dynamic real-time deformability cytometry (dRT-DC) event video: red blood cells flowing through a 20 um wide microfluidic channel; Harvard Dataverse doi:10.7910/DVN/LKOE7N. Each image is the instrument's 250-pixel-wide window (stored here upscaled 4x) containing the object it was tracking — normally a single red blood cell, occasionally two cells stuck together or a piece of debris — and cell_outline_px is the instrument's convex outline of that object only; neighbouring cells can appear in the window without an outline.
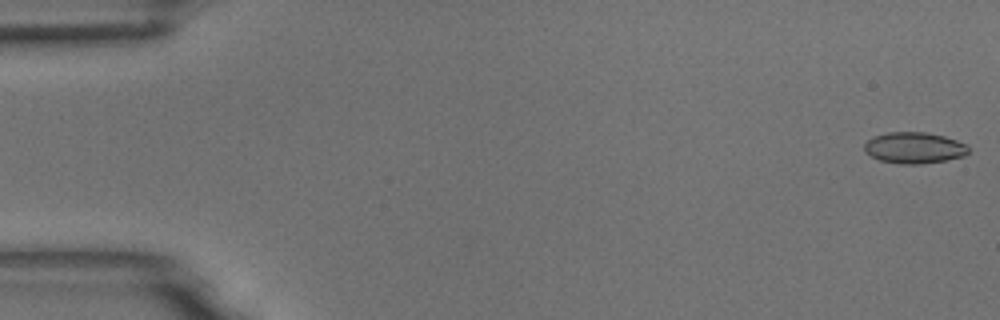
{"species": "common noctule bat (a hibernating species)", "species_latin": "Nyctalus noctula", "temperature_condition": "room temperature", "stored_images_in_passage": 56, "camera_frame_rate_fps": 3000, "um_per_image_px": 0.085, "animal": {"sex": "male", "body_mass_g": 18.8}, "frame": {"image": 1, "passage_image": 1, "time_ms": 0.0, "image_size_px": [1000, 320], "cell_outline_px": [[968, 152], [964, 156], [944, 160], [920, 164], [900, 164], [880, 160], [864, 152], [864, 144], [872, 136], [888, 132], [924, 132], [944, 136], [968, 144]], "centroid_in_image_um": [77.69, 12.56], "position_along_channel_um": 7.3, "area_um2": 18.96}}
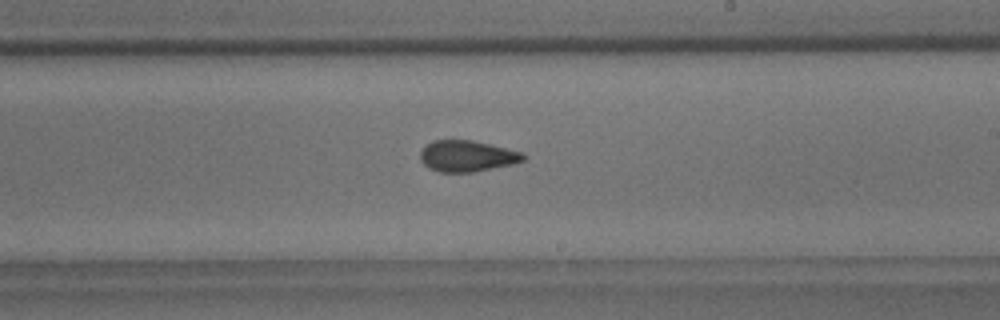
{"frame": {"image": 2, "passage_image": 33, "time_ms": 10.667, "image_size_px": [1000, 320], "cell_outline_px": [[528, 156], [524, 160], [512, 164], [472, 172], [440, 172], [428, 168], [420, 160], [420, 152], [432, 140], [472, 140], [524, 152]], "centroid_in_image_um": [39.72, 13.26], "position_along_channel_um": 249.3, "area_um2": 18.73}}
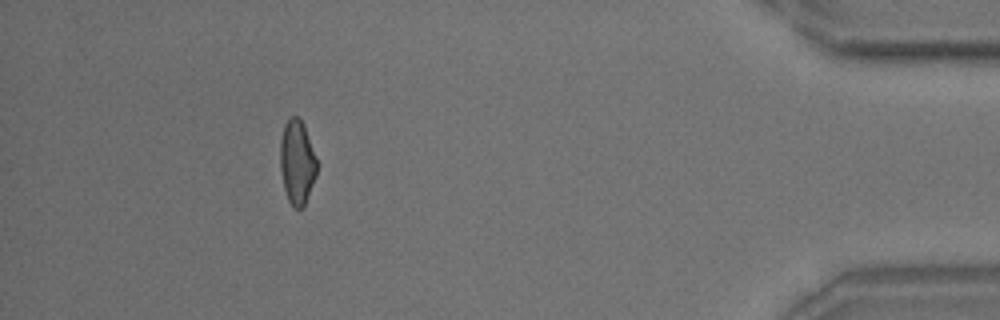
{"frame": {"image": 3, "passage_image": 51, "time_ms": 16.667, "image_size_px": [1000, 320], "cell_outline_px": [[316, 176], [304, 208], [296, 208], [288, 200], [284, 188], [280, 168], [280, 140], [284, 124], [292, 116], [296, 116], [304, 124], [316, 160]], "centroid_in_image_um": [25.24, 13.8], "position_along_channel_um": 410.0, "area_um2": 17.86}, "authors_computed_cell_mechanics": {"area_um2": 19.1318, "velocity_mm_per_s": 3.6051, "shape_relaxation_time_tau1_ms": 7.7044, "shape_relaxation_time_tau2_ms": 2.0756, "deformation_change_tau1": 0.1421, "deformation_change_tau2": 0.0728}}